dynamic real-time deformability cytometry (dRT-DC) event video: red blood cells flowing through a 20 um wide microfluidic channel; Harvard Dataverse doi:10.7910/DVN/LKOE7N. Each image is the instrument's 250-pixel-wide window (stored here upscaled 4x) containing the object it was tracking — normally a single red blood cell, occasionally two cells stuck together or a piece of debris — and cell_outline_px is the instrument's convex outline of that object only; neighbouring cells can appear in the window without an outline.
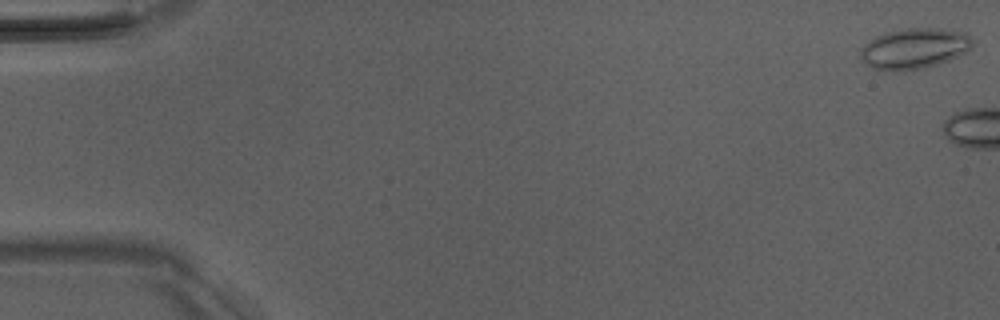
{"species": "Egyptian fruit bat (a non-hibernating species)", "species_latin": "Rousettus aegyptiacus", "temperature_condition": "room temperature", "stored_images_in_passage": 4, "camera_frame_rate_fps": 3000, "um_per_image_px": 0.085, "animal": {"sex": "male"}, "frame": {"image": 1, "passage_image": 1, "time_ms": 0.0, "image_size_px": [1000, 320], "cell_outline_px": [[972, 48], [956, 56], [936, 64], [924, 68], [904, 72], [872, 68], [860, 56], [860, 48], [864, 44], [876, 36], [888, 32], [908, 28], [940, 28], [968, 32], [972, 40]], "centroid_in_image_um": [77.72, 4.11], "position_along_channel_um": 7.3, "area_um2": 26.41}}